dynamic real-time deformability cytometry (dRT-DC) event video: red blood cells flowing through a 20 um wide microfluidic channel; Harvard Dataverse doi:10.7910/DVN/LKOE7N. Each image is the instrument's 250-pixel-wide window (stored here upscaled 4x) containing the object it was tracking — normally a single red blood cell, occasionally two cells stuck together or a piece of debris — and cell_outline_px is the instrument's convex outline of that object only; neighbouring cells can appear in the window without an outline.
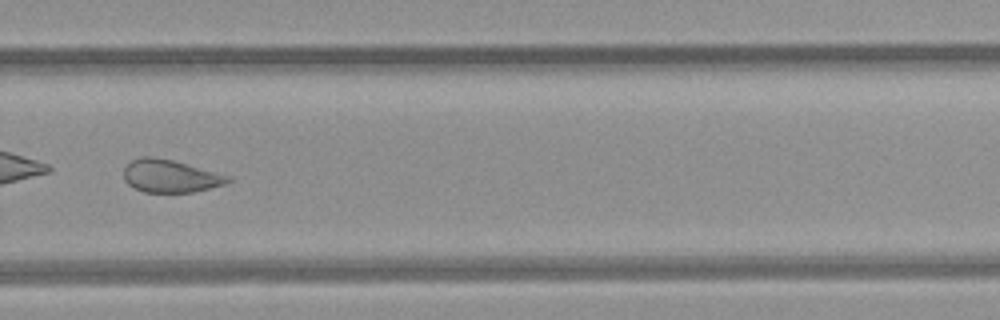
{"species": "common noctule bat (a hibernating species)", "species_latin": "Nyctalus noctula", "temperature_condition": "room temperature", "stored_images_in_passage": 52, "camera_frame_rate_fps": 3000, "um_per_image_px": 0.085, "animal": {"sex": "female", "body_mass_g": 21.9}, "frame": {"image": 1, "passage_image": 37, "time_ms": 12.0, "image_size_px": [1000, 320], "cell_outline_px": [[232, 180], [224, 184], [192, 192], [144, 192], [128, 184], [124, 180], [124, 168], [132, 160], [144, 156], [152, 156], [172, 160], [232, 176]], "centroid_in_image_um": [14.48, 14.96], "position_along_channel_um": 315.3, "area_um2": 19.71}, "authors_computed_cell_mechanics": {"area_um2": 27.1082, "velocity_mm_per_s": 3.9731, "shape_relaxation_time_tau1_ms": null, "shape_relaxation_time_tau2_ms": 1.9148, "deformation_change_tau1": null, "deformation_change_tau2": 0.0821}}